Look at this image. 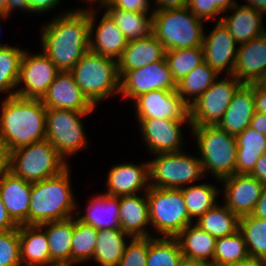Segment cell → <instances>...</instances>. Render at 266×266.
I'll return each instance as SVG.
<instances>
[{
  "label": "cell",
  "instance_id": "816d5d0a",
  "mask_svg": "<svg viewBox=\"0 0 266 266\" xmlns=\"http://www.w3.org/2000/svg\"><path fill=\"white\" fill-rule=\"evenodd\" d=\"M11 152L7 143L0 136V170L5 173L10 171Z\"/></svg>",
  "mask_w": 266,
  "mask_h": 266
},
{
  "label": "cell",
  "instance_id": "9f6ffc18",
  "mask_svg": "<svg viewBox=\"0 0 266 266\" xmlns=\"http://www.w3.org/2000/svg\"><path fill=\"white\" fill-rule=\"evenodd\" d=\"M20 10L17 0H0V13L11 16L14 10Z\"/></svg>",
  "mask_w": 266,
  "mask_h": 266
},
{
  "label": "cell",
  "instance_id": "f35d334b",
  "mask_svg": "<svg viewBox=\"0 0 266 266\" xmlns=\"http://www.w3.org/2000/svg\"><path fill=\"white\" fill-rule=\"evenodd\" d=\"M250 261L252 260L244 236L239 230L233 235L217 238L213 255L215 266L241 264Z\"/></svg>",
  "mask_w": 266,
  "mask_h": 266
},
{
  "label": "cell",
  "instance_id": "ffe728a7",
  "mask_svg": "<svg viewBox=\"0 0 266 266\" xmlns=\"http://www.w3.org/2000/svg\"><path fill=\"white\" fill-rule=\"evenodd\" d=\"M105 193L114 196L145 193L150 187L149 160L138 165L124 162L110 168Z\"/></svg>",
  "mask_w": 266,
  "mask_h": 266
},
{
  "label": "cell",
  "instance_id": "03108f58",
  "mask_svg": "<svg viewBox=\"0 0 266 266\" xmlns=\"http://www.w3.org/2000/svg\"><path fill=\"white\" fill-rule=\"evenodd\" d=\"M2 174H3V172L0 170V179H1Z\"/></svg>",
  "mask_w": 266,
  "mask_h": 266
},
{
  "label": "cell",
  "instance_id": "ee69618b",
  "mask_svg": "<svg viewBox=\"0 0 266 266\" xmlns=\"http://www.w3.org/2000/svg\"><path fill=\"white\" fill-rule=\"evenodd\" d=\"M149 237L131 238L118 266H146Z\"/></svg>",
  "mask_w": 266,
  "mask_h": 266
},
{
  "label": "cell",
  "instance_id": "9a60e30c",
  "mask_svg": "<svg viewBox=\"0 0 266 266\" xmlns=\"http://www.w3.org/2000/svg\"><path fill=\"white\" fill-rule=\"evenodd\" d=\"M132 103L136 119L190 120L189 106L177 91L153 90L140 94Z\"/></svg>",
  "mask_w": 266,
  "mask_h": 266
},
{
  "label": "cell",
  "instance_id": "603a6c76",
  "mask_svg": "<svg viewBox=\"0 0 266 266\" xmlns=\"http://www.w3.org/2000/svg\"><path fill=\"white\" fill-rule=\"evenodd\" d=\"M142 195L119 196L120 229L131 238L154 236L150 233L151 229L149 230L151 224L146 192Z\"/></svg>",
  "mask_w": 266,
  "mask_h": 266
},
{
  "label": "cell",
  "instance_id": "f546056e",
  "mask_svg": "<svg viewBox=\"0 0 266 266\" xmlns=\"http://www.w3.org/2000/svg\"><path fill=\"white\" fill-rule=\"evenodd\" d=\"M184 257L213 263L216 240L194 223L187 225L176 237Z\"/></svg>",
  "mask_w": 266,
  "mask_h": 266
},
{
  "label": "cell",
  "instance_id": "60d3db41",
  "mask_svg": "<svg viewBox=\"0 0 266 266\" xmlns=\"http://www.w3.org/2000/svg\"><path fill=\"white\" fill-rule=\"evenodd\" d=\"M98 230L79 221L74 216V229L71 244V263L79 264L93 259Z\"/></svg>",
  "mask_w": 266,
  "mask_h": 266
},
{
  "label": "cell",
  "instance_id": "74e56055",
  "mask_svg": "<svg viewBox=\"0 0 266 266\" xmlns=\"http://www.w3.org/2000/svg\"><path fill=\"white\" fill-rule=\"evenodd\" d=\"M25 50L0 43V94L8 93L7 97L15 96Z\"/></svg>",
  "mask_w": 266,
  "mask_h": 266
},
{
  "label": "cell",
  "instance_id": "5bb4252c",
  "mask_svg": "<svg viewBox=\"0 0 266 266\" xmlns=\"http://www.w3.org/2000/svg\"><path fill=\"white\" fill-rule=\"evenodd\" d=\"M140 136L151 154L180 152L184 150L182 129L191 127V120L137 119ZM183 126V127H182Z\"/></svg>",
  "mask_w": 266,
  "mask_h": 266
},
{
  "label": "cell",
  "instance_id": "db71d44e",
  "mask_svg": "<svg viewBox=\"0 0 266 266\" xmlns=\"http://www.w3.org/2000/svg\"><path fill=\"white\" fill-rule=\"evenodd\" d=\"M250 127L266 136V113L255 112Z\"/></svg>",
  "mask_w": 266,
  "mask_h": 266
},
{
  "label": "cell",
  "instance_id": "8992f818",
  "mask_svg": "<svg viewBox=\"0 0 266 266\" xmlns=\"http://www.w3.org/2000/svg\"><path fill=\"white\" fill-rule=\"evenodd\" d=\"M76 84L83 94L96 107L110 96L119 95L117 60L98 55L91 51L85 53L70 70Z\"/></svg>",
  "mask_w": 266,
  "mask_h": 266
},
{
  "label": "cell",
  "instance_id": "4fadbf2b",
  "mask_svg": "<svg viewBox=\"0 0 266 266\" xmlns=\"http://www.w3.org/2000/svg\"><path fill=\"white\" fill-rule=\"evenodd\" d=\"M60 70L44 52L25 51L15 95L21 98L41 99ZM22 86H21V85Z\"/></svg>",
  "mask_w": 266,
  "mask_h": 266
},
{
  "label": "cell",
  "instance_id": "5b68a950",
  "mask_svg": "<svg viewBox=\"0 0 266 266\" xmlns=\"http://www.w3.org/2000/svg\"><path fill=\"white\" fill-rule=\"evenodd\" d=\"M204 22L188 7L154 11L152 33L165 51L201 47L206 29Z\"/></svg>",
  "mask_w": 266,
  "mask_h": 266
},
{
  "label": "cell",
  "instance_id": "681fc988",
  "mask_svg": "<svg viewBox=\"0 0 266 266\" xmlns=\"http://www.w3.org/2000/svg\"><path fill=\"white\" fill-rule=\"evenodd\" d=\"M154 11L184 8L188 6L189 0H152Z\"/></svg>",
  "mask_w": 266,
  "mask_h": 266
},
{
  "label": "cell",
  "instance_id": "52a82bcc",
  "mask_svg": "<svg viewBox=\"0 0 266 266\" xmlns=\"http://www.w3.org/2000/svg\"><path fill=\"white\" fill-rule=\"evenodd\" d=\"M47 140L20 147L11 152L10 171L34 183L61 174L70 165Z\"/></svg>",
  "mask_w": 266,
  "mask_h": 266
},
{
  "label": "cell",
  "instance_id": "e0dca14e",
  "mask_svg": "<svg viewBox=\"0 0 266 266\" xmlns=\"http://www.w3.org/2000/svg\"><path fill=\"white\" fill-rule=\"evenodd\" d=\"M204 32V61L219 75H232L238 44L221 21H216L214 28L207 34Z\"/></svg>",
  "mask_w": 266,
  "mask_h": 266
},
{
  "label": "cell",
  "instance_id": "1f68e13d",
  "mask_svg": "<svg viewBox=\"0 0 266 266\" xmlns=\"http://www.w3.org/2000/svg\"><path fill=\"white\" fill-rule=\"evenodd\" d=\"M129 239L121 229L99 230L93 260L98 266H118Z\"/></svg>",
  "mask_w": 266,
  "mask_h": 266
},
{
  "label": "cell",
  "instance_id": "8fae6325",
  "mask_svg": "<svg viewBox=\"0 0 266 266\" xmlns=\"http://www.w3.org/2000/svg\"><path fill=\"white\" fill-rule=\"evenodd\" d=\"M242 84L234 75L217 79L189 106L191 126L218 125Z\"/></svg>",
  "mask_w": 266,
  "mask_h": 266
},
{
  "label": "cell",
  "instance_id": "680465c9",
  "mask_svg": "<svg viewBox=\"0 0 266 266\" xmlns=\"http://www.w3.org/2000/svg\"><path fill=\"white\" fill-rule=\"evenodd\" d=\"M243 5L257 9L259 12H262L265 16L266 13V0H246V3Z\"/></svg>",
  "mask_w": 266,
  "mask_h": 266
},
{
  "label": "cell",
  "instance_id": "30bf717a",
  "mask_svg": "<svg viewBox=\"0 0 266 266\" xmlns=\"http://www.w3.org/2000/svg\"><path fill=\"white\" fill-rule=\"evenodd\" d=\"M89 114L91 112L47 109L46 140L56 148L65 160L88 148V137L81 120Z\"/></svg>",
  "mask_w": 266,
  "mask_h": 266
},
{
  "label": "cell",
  "instance_id": "4dcf8cb0",
  "mask_svg": "<svg viewBox=\"0 0 266 266\" xmlns=\"http://www.w3.org/2000/svg\"><path fill=\"white\" fill-rule=\"evenodd\" d=\"M45 230L50 249L51 263H71V244L74 217L40 224Z\"/></svg>",
  "mask_w": 266,
  "mask_h": 266
},
{
  "label": "cell",
  "instance_id": "7bdbcfd3",
  "mask_svg": "<svg viewBox=\"0 0 266 266\" xmlns=\"http://www.w3.org/2000/svg\"><path fill=\"white\" fill-rule=\"evenodd\" d=\"M0 266H22L19 226L17 229L0 232Z\"/></svg>",
  "mask_w": 266,
  "mask_h": 266
},
{
  "label": "cell",
  "instance_id": "277c9868",
  "mask_svg": "<svg viewBox=\"0 0 266 266\" xmlns=\"http://www.w3.org/2000/svg\"><path fill=\"white\" fill-rule=\"evenodd\" d=\"M191 134L198 147V158L206 176L212 174L216 180L236 173V138L215 126H191Z\"/></svg>",
  "mask_w": 266,
  "mask_h": 266
},
{
  "label": "cell",
  "instance_id": "ba28073f",
  "mask_svg": "<svg viewBox=\"0 0 266 266\" xmlns=\"http://www.w3.org/2000/svg\"><path fill=\"white\" fill-rule=\"evenodd\" d=\"M146 196L151 228L157 234L155 237L175 238L187 225L194 223L189 218L181 189L150 186Z\"/></svg>",
  "mask_w": 266,
  "mask_h": 266
},
{
  "label": "cell",
  "instance_id": "d6986e66",
  "mask_svg": "<svg viewBox=\"0 0 266 266\" xmlns=\"http://www.w3.org/2000/svg\"><path fill=\"white\" fill-rule=\"evenodd\" d=\"M40 100L47 109L93 112L96 108L83 94L70 71H60Z\"/></svg>",
  "mask_w": 266,
  "mask_h": 266
},
{
  "label": "cell",
  "instance_id": "2e32d148",
  "mask_svg": "<svg viewBox=\"0 0 266 266\" xmlns=\"http://www.w3.org/2000/svg\"><path fill=\"white\" fill-rule=\"evenodd\" d=\"M224 204L239 218L251 215L264 184L251 174H234L220 180Z\"/></svg>",
  "mask_w": 266,
  "mask_h": 266
},
{
  "label": "cell",
  "instance_id": "836d02e7",
  "mask_svg": "<svg viewBox=\"0 0 266 266\" xmlns=\"http://www.w3.org/2000/svg\"><path fill=\"white\" fill-rule=\"evenodd\" d=\"M239 217L231 212L225 204L216 203L200 216L194 224L215 238L235 234L239 230Z\"/></svg>",
  "mask_w": 266,
  "mask_h": 266
},
{
  "label": "cell",
  "instance_id": "11a10c76",
  "mask_svg": "<svg viewBox=\"0 0 266 266\" xmlns=\"http://www.w3.org/2000/svg\"><path fill=\"white\" fill-rule=\"evenodd\" d=\"M251 215L266 220V185L263 186L261 196Z\"/></svg>",
  "mask_w": 266,
  "mask_h": 266
},
{
  "label": "cell",
  "instance_id": "d4e9b609",
  "mask_svg": "<svg viewBox=\"0 0 266 266\" xmlns=\"http://www.w3.org/2000/svg\"><path fill=\"white\" fill-rule=\"evenodd\" d=\"M255 112L253 83L242 84L235 92L217 126L230 135L236 136L250 126Z\"/></svg>",
  "mask_w": 266,
  "mask_h": 266
},
{
  "label": "cell",
  "instance_id": "6125c7cd",
  "mask_svg": "<svg viewBox=\"0 0 266 266\" xmlns=\"http://www.w3.org/2000/svg\"><path fill=\"white\" fill-rule=\"evenodd\" d=\"M76 266V264H73V263H56V262H53V263H50V264H46L44 266Z\"/></svg>",
  "mask_w": 266,
  "mask_h": 266
},
{
  "label": "cell",
  "instance_id": "94428289",
  "mask_svg": "<svg viewBox=\"0 0 266 266\" xmlns=\"http://www.w3.org/2000/svg\"><path fill=\"white\" fill-rule=\"evenodd\" d=\"M223 266H264V265L250 261V262L241 263V264H232V265H223Z\"/></svg>",
  "mask_w": 266,
  "mask_h": 266
},
{
  "label": "cell",
  "instance_id": "e575fe53",
  "mask_svg": "<svg viewBox=\"0 0 266 266\" xmlns=\"http://www.w3.org/2000/svg\"><path fill=\"white\" fill-rule=\"evenodd\" d=\"M219 74L204 61L177 82V93L190 106L217 79Z\"/></svg>",
  "mask_w": 266,
  "mask_h": 266
},
{
  "label": "cell",
  "instance_id": "6da1fadb",
  "mask_svg": "<svg viewBox=\"0 0 266 266\" xmlns=\"http://www.w3.org/2000/svg\"><path fill=\"white\" fill-rule=\"evenodd\" d=\"M40 31L41 51L60 71H70L89 51V8L63 11Z\"/></svg>",
  "mask_w": 266,
  "mask_h": 266
},
{
  "label": "cell",
  "instance_id": "83f0119b",
  "mask_svg": "<svg viewBox=\"0 0 266 266\" xmlns=\"http://www.w3.org/2000/svg\"><path fill=\"white\" fill-rule=\"evenodd\" d=\"M22 266H44L51 263L46 232L40 225H19Z\"/></svg>",
  "mask_w": 266,
  "mask_h": 266
},
{
  "label": "cell",
  "instance_id": "7a4b0ae2",
  "mask_svg": "<svg viewBox=\"0 0 266 266\" xmlns=\"http://www.w3.org/2000/svg\"><path fill=\"white\" fill-rule=\"evenodd\" d=\"M0 136L12 152L46 140V111L40 99L5 97L0 105Z\"/></svg>",
  "mask_w": 266,
  "mask_h": 266
},
{
  "label": "cell",
  "instance_id": "ab89813d",
  "mask_svg": "<svg viewBox=\"0 0 266 266\" xmlns=\"http://www.w3.org/2000/svg\"><path fill=\"white\" fill-rule=\"evenodd\" d=\"M182 257L176 238L149 237L146 266H178Z\"/></svg>",
  "mask_w": 266,
  "mask_h": 266
},
{
  "label": "cell",
  "instance_id": "f6af8a7d",
  "mask_svg": "<svg viewBox=\"0 0 266 266\" xmlns=\"http://www.w3.org/2000/svg\"><path fill=\"white\" fill-rule=\"evenodd\" d=\"M188 9L203 21L221 20L223 12L213 3V0H189ZM221 15V16H220ZM220 16V17H219Z\"/></svg>",
  "mask_w": 266,
  "mask_h": 266
},
{
  "label": "cell",
  "instance_id": "bcb514c9",
  "mask_svg": "<svg viewBox=\"0 0 266 266\" xmlns=\"http://www.w3.org/2000/svg\"><path fill=\"white\" fill-rule=\"evenodd\" d=\"M152 2L151 0H98L96 3L97 7H115L124 11L153 14Z\"/></svg>",
  "mask_w": 266,
  "mask_h": 266
},
{
  "label": "cell",
  "instance_id": "7402d4cb",
  "mask_svg": "<svg viewBox=\"0 0 266 266\" xmlns=\"http://www.w3.org/2000/svg\"><path fill=\"white\" fill-rule=\"evenodd\" d=\"M0 196L12 220L18 226L28 225L31 183L5 172L0 179Z\"/></svg>",
  "mask_w": 266,
  "mask_h": 266
},
{
  "label": "cell",
  "instance_id": "484cf974",
  "mask_svg": "<svg viewBox=\"0 0 266 266\" xmlns=\"http://www.w3.org/2000/svg\"><path fill=\"white\" fill-rule=\"evenodd\" d=\"M88 203L85 212L82 211L83 215L81 211L76 210L75 217L79 221L91 225L98 231L102 229H120L119 196L102 192V194L92 196Z\"/></svg>",
  "mask_w": 266,
  "mask_h": 266
},
{
  "label": "cell",
  "instance_id": "4316f807",
  "mask_svg": "<svg viewBox=\"0 0 266 266\" xmlns=\"http://www.w3.org/2000/svg\"><path fill=\"white\" fill-rule=\"evenodd\" d=\"M165 49L156 36L128 41L121 57L117 60L118 70H134L163 60Z\"/></svg>",
  "mask_w": 266,
  "mask_h": 266
},
{
  "label": "cell",
  "instance_id": "c3c4849f",
  "mask_svg": "<svg viewBox=\"0 0 266 266\" xmlns=\"http://www.w3.org/2000/svg\"><path fill=\"white\" fill-rule=\"evenodd\" d=\"M255 111L266 113V83H253Z\"/></svg>",
  "mask_w": 266,
  "mask_h": 266
},
{
  "label": "cell",
  "instance_id": "f907efd6",
  "mask_svg": "<svg viewBox=\"0 0 266 266\" xmlns=\"http://www.w3.org/2000/svg\"><path fill=\"white\" fill-rule=\"evenodd\" d=\"M18 225L9 216L0 196V232L17 229Z\"/></svg>",
  "mask_w": 266,
  "mask_h": 266
},
{
  "label": "cell",
  "instance_id": "6f0895ef",
  "mask_svg": "<svg viewBox=\"0 0 266 266\" xmlns=\"http://www.w3.org/2000/svg\"><path fill=\"white\" fill-rule=\"evenodd\" d=\"M178 266H215V265L208 261L196 260L183 256Z\"/></svg>",
  "mask_w": 266,
  "mask_h": 266
},
{
  "label": "cell",
  "instance_id": "be15d7a7",
  "mask_svg": "<svg viewBox=\"0 0 266 266\" xmlns=\"http://www.w3.org/2000/svg\"><path fill=\"white\" fill-rule=\"evenodd\" d=\"M9 17H11V16H9V15H7V14H4V13H0V20L2 19H6L7 20V18H9Z\"/></svg>",
  "mask_w": 266,
  "mask_h": 266
},
{
  "label": "cell",
  "instance_id": "d6a6232c",
  "mask_svg": "<svg viewBox=\"0 0 266 266\" xmlns=\"http://www.w3.org/2000/svg\"><path fill=\"white\" fill-rule=\"evenodd\" d=\"M97 8L104 9L128 41L148 37L152 33V14L124 11L115 7Z\"/></svg>",
  "mask_w": 266,
  "mask_h": 266
},
{
  "label": "cell",
  "instance_id": "d590c367",
  "mask_svg": "<svg viewBox=\"0 0 266 266\" xmlns=\"http://www.w3.org/2000/svg\"><path fill=\"white\" fill-rule=\"evenodd\" d=\"M239 231L244 236L251 260L266 266V220L252 215L240 217Z\"/></svg>",
  "mask_w": 266,
  "mask_h": 266
},
{
  "label": "cell",
  "instance_id": "44dd1931",
  "mask_svg": "<svg viewBox=\"0 0 266 266\" xmlns=\"http://www.w3.org/2000/svg\"><path fill=\"white\" fill-rule=\"evenodd\" d=\"M243 84L264 82L266 79V32L238 45L232 72Z\"/></svg>",
  "mask_w": 266,
  "mask_h": 266
},
{
  "label": "cell",
  "instance_id": "e7e4bbea",
  "mask_svg": "<svg viewBox=\"0 0 266 266\" xmlns=\"http://www.w3.org/2000/svg\"><path fill=\"white\" fill-rule=\"evenodd\" d=\"M85 1L86 3L90 4V5H94V3H96L98 0H82V2Z\"/></svg>",
  "mask_w": 266,
  "mask_h": 266
},
{
  "label": "cell",
  "instance_id": "f5cc1de1",
  "mask_svg": "<svg viewBox=\"0 0 266 266\" xmlns=\"http://www.w3.org/2000/svg\"><path fill=\"white\" fill-rule=\"evenodd\" d=\"M251 175L266 185V153L262 154L256 162Z\"/></svg>",
  "mask_w": 266,
  "mask_h": 266
},
{
  "label": "cell",
  "instance_id": "f1b7e54d",
  "mask_svg": "<svg viewBox=\"0 0 266 266\" xmlns=\"http://www.w3.org/2000/svg\"><path fill=\"white\" fill-rule=\"evenodd\" d=\"M235 138L236 174H251L259 157L266 153V136L249 126Z\"/></svg>",
  "mask_w": 266,
  "mask_h": 266
},
{
  "label": "cell",
  "instance_id": "8d00e7d4",
  "mask_svg": "<svg viewBox=\"0 0 266 266\" xmlns=\"http://www.w3.org/2000/svg\"><path fill=\"white\" fill-rule=\"evenodd\" d=\"M215 185L203 182L181 188L189 218L193 222L218 203L216 199L221 191Z\"/></svg>",
  "mask_w": 266,
  "mask_h": 266
},
{
  "label": "cell",
  "instance_id": "b9f144b4",
  "mask_svg": "<svg viewBox=\"0 0 266 266\" xmlns=\"http://www.w3.org/2000/svg\"><path fill=\"white\" fill-rule=\"evenodd\" d=\"M165 58L173 79L177 83L195 67L204 62V51L202 46L188 49L168 50L165 52Z\"/></svg>",
  "mask_w": 266,
  "mask_h": 266
},
{
  "label": "cell",
  "instance_id": "91938a15",
  "mask_svg": "<svg viewBox=\"0 0 266 266\" xmlns=\"http://www.w3.org/2000/svg\"><path fill=\"white\" fill-rule=\"evenodd\" d=\"M213 3L223 12L229 10L234 5L238 4L236 0H213Z\"/></svg>",
  "mask_w": 266,
  "mask_h": 266
},
{
  "label": "cell",
  "instance_id": "3957f363",
  "mask_svg": "<svg viewBox=\"0 0 266 266\" xmlns=\"http://www.w3.org/2000/svg\"><path fill=\"white\" fill-rule=\"evenodd\" d=\"M70 168L57 176L31 183L28 225L62 221L76 215L78 202L71 186Z\"/></svg>",
  "mask_w": 266,
  "mask_h": 266
},
{
  "label": "cell",
  "instance_id": "7c38bea8",
  "mask_svg": "<svg viewBox=\"0 0 266 266\" xmlns=\"http://www.w3.org/2000/svg\"><path fill=\"white\" fill-rule=\"evenodd\" d=\"M119 95L133 101L140 94L153 90L176 91L166 58L134 70H118Z\"/></svg>",
  "mask_w": 266,
  "mask_h": 266
},
{
  "label": "cell",
  "instance_id": "cb8c5ba5",
  "mask_svg": "<svg viewBox=\"0 0 266 266\" xmlns=\"http://www.w3.org/2000/svg\"><path fill=\"white\" fill-rule=\"evenodd\" d=\"M228 11L232 14H229ZM225 12L220 21L228 29L238 45L247 43L266 32L262 21L264 14L257 9L241 3L234 5Z\"/></svg>",
  "mask_w": 266,
  "mask_h": 266
},
{
  "label": "cell",
  "instance_id": "ac0fdd59",
  "mask_svg": "<svg viewBox=\"0 0 266 266\" xmlns=\"http://www.w3.org/2000/svg\"><path fill=\"white\" fill-rule=\"evenodd\" d=\"M89 7L90 38L89 51L118 60L128 40L111 17L104 12L97 24L98 8Z\"/></svg>",
  "mask_w": 266,
  "mask_h": 266
},
{
  "label": "cell",
  "instance_id": "9c48e42d",
  "mask_svg": "<svg viewBox=\"0 0 266 266\" xmlns=\"http://www.w3.org/2000/svg\"><path fill=\"white\" fill-rule=\"evenodd\" d=\"M149 173L150 186L165 189H181L206 177L200 159L183 150L154 154Z\"/></svg>",
  "mask_w": 266,
  "mask_h": 266
},
{
  "label": "cell",
  "instance_id": "7dc6e473",
  "mask_svg": "<svg viewBox=\"0 0 266 266\" xmlns=\"http://www.w3.org/2000/svg\"><path fill=\"white\" fill-rule=\"evenodd\" d=\"M62 0H17L20 11L27 13H45L55 9Z\"/></svg>",
  "mask_w": 266,
  "mask_h": 266
}]
</instances>
